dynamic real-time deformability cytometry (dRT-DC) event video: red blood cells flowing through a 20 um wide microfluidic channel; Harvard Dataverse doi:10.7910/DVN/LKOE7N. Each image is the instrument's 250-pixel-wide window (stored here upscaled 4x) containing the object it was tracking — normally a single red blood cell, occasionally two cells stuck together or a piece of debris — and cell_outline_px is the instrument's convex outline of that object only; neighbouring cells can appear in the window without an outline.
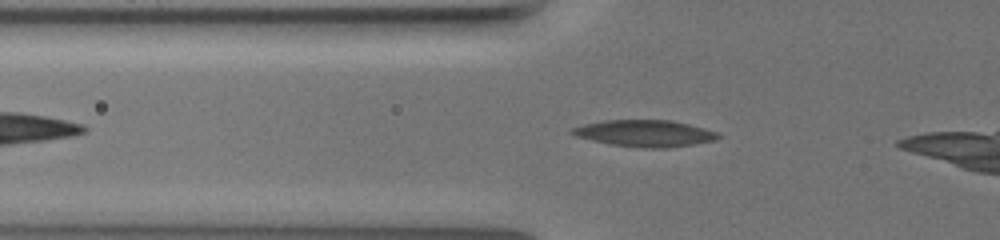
{"species": "common noctule bat (a hibernating species)", "species_latin": "Nyctalus noctula", "temperature_condition": "warm", "stored_images_in_passage": 39, "camera_frame_rate_fps": 3000, "um_per_image_px": 0.085, "animal": {"sex": "female", "body_mass_g": 19.5, "forearm_length_mm": 54.1}, "frame": {"image": 1, "passage_image": 7, "time_ms": 2.0, "image_size_px": [1000, 240], "cell_outline_px": [[720, 136], [716, 140], [668, 148], [636, 148], [612, 144], [592, 140], [576, 136], [572, 132], [572, 128], [588, 124], [608, 120], [668, 120], [716, 132]], "centroid_in_image_um": [54.81, 11.35], "position_along_channel_um": 71.0, "area_um2": 22.02}}
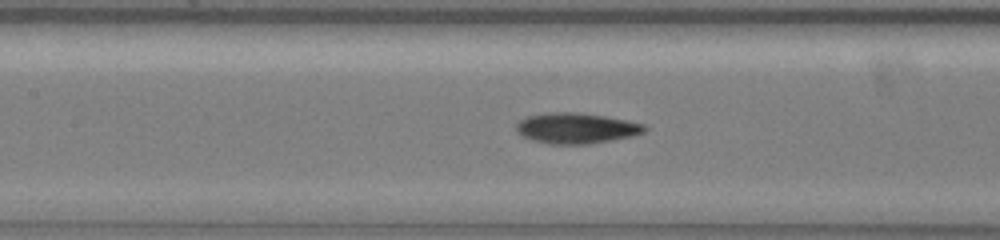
{"frame": {"image": 2, "passage_image": 15, "time_ms": 4.667, "image_size_px": [1000, 240], "cell_outline_px": [[648, 128], [644, 132], [632, 136], [612, 140], [588, 144], [548, 144], [532, 140], [524, 136], [516, 128], [516, 124], [520, 120], [528, 116], [556, 112], [572, 112], [604, 116], [644, 124]], "centroid_in_image_um": [49.0, 10.91], "position_along_channel_um": 158.4, "area_um2": 22.54}}
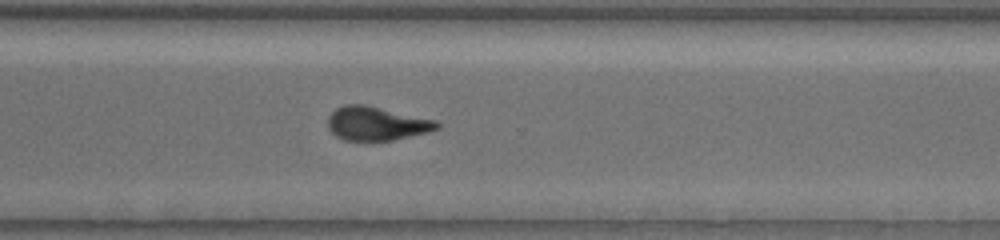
{"frame": {"image": 3, "passage_image": 31, "time_ms": 10.0, "image_size_px": [1000, 240], "cell_outline_px": [[440, 124], [436, 128], [428, 132], [392, 140], [344, 140], [336, 136], [332, 132], [328, 124], [328, 120], [332, 112], [336, 108], [348, 104], [360, 104], [436, 120]], "centroid_in_image_um": [31.99, 10.51], "position_along_channel_um": 338.6, "area_um2": 20.87}, "authors_computed_cell_mechanics": {"area_um2": 21.6172, "velocity_mm_per_s": 3.3884, "shape_relaxation_time_tau1_ms": 4.9548, "shape_relaxation_time_tau2_ms": 2.8911, "deformation_change_tau1": 0.1633, "deformation_change_tau2": 0.1073}}